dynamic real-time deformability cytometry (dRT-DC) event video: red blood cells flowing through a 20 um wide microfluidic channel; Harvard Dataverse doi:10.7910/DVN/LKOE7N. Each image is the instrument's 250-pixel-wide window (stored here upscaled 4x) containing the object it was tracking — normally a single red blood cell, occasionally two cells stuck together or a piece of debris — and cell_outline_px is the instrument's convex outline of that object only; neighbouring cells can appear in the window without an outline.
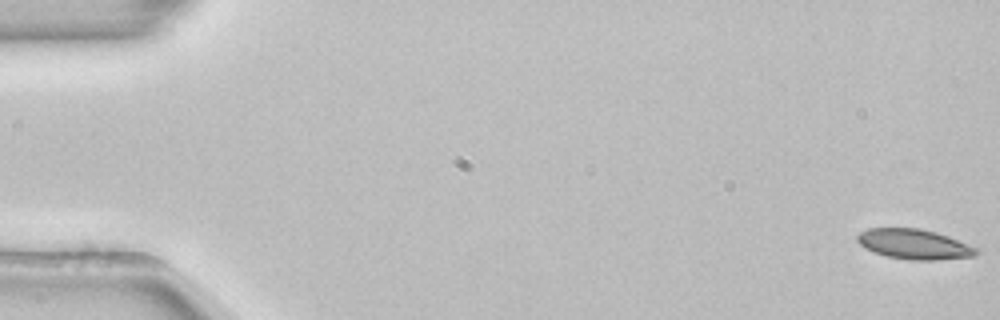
{"species": "common noctule bat (a hibernating species)", "species_latin": "Nyctalus noctula", "temperature_condition": "room temperature", "stored_images_in_passage": 54, "camera_frame_rate_fps": 3000, "um_per_image_px": 0.085, "animal": {"sex": "female", "body_mass_g": 22.7, "forearm_length_mm": 54.2}, "frame": {"image": 1, "passage_image": 1, "time_ms": 0.0, "image_size_px": [1000, 320], "cell_outline_px": [[980, 252], [976, 256], [936, 260], [908, 260], [888, 256], [872, 252], [864, 248], [856, 240], [856, 236], [860, 232], [868, 228], [920, 228], [936, 232], [948, 236], [968, 244], [976, 248]], "centroid_in_image_um": [77.69, 20.76], "position_along_channel_um": 7.3, "area_um2": 20.98}}
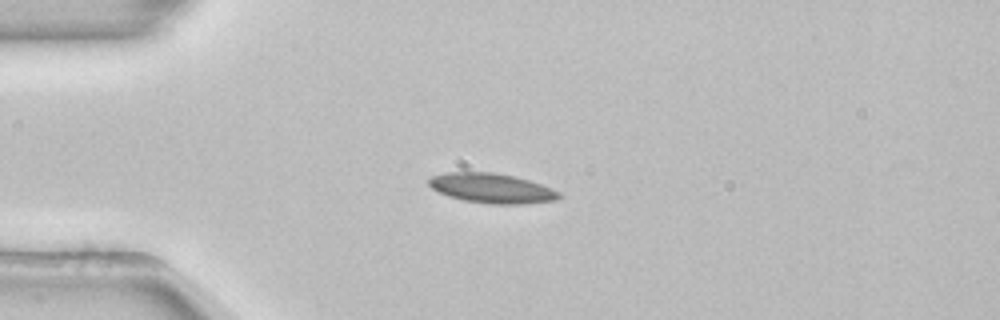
{"frame": {"image": 2, "passage_image": 14, "time_ms": 4.333, "image_size_px": [1000, 320], "cell_outline_px": [[564, 196], [556, 200], [524, 204], [488, 204], [464, 200], [448, 196], [432, 188], [428, 184], [428, 180], [432, 176], [444, 172], [492, 172], [516, 176], [540, 184], [560, 192]], "centroid_in_image_um": [41.81, 16.0], "position_along_channel_um": 43.2, "area_um2": 22.66}}
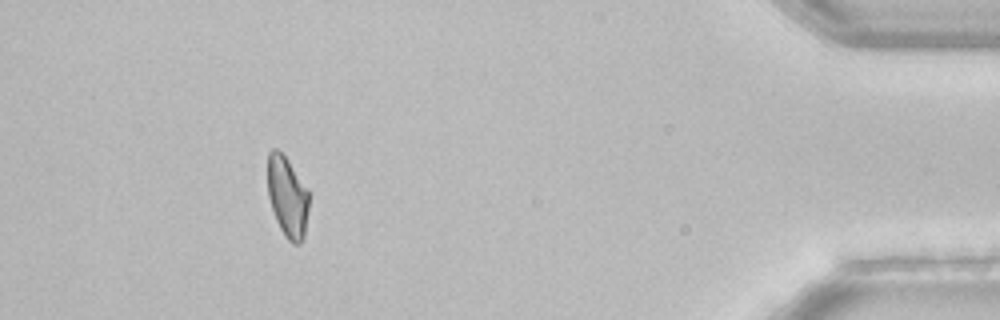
{"frame": {"image": 3, "passage_image": 49, "time_ms": 16.0, "image_size_px": [1000, 320], "cell_outline_px": [[308, 212], [304, 240], [300, 244], [292, 244], [284, 236], [276, 220], [268, 196], [268, 152], [272, 148], [276, 148], [288, 160], [308, 188]], "centroid_in_image_um": [24.44, 16.76], "position_along_channel_um": 410.8, "area_um2": 19.59}, "authors_computed_cell_mechanics": {"area_um2": 20.9814, "velocity_mm_per_s": 3.878, "shape_relaxation_time_tau1_ms": 10.3069, "shape_relaxation_time_tau2_ms": null, "deformation_change_tau1": 0.1839, "deformation_change_tau2": null}}